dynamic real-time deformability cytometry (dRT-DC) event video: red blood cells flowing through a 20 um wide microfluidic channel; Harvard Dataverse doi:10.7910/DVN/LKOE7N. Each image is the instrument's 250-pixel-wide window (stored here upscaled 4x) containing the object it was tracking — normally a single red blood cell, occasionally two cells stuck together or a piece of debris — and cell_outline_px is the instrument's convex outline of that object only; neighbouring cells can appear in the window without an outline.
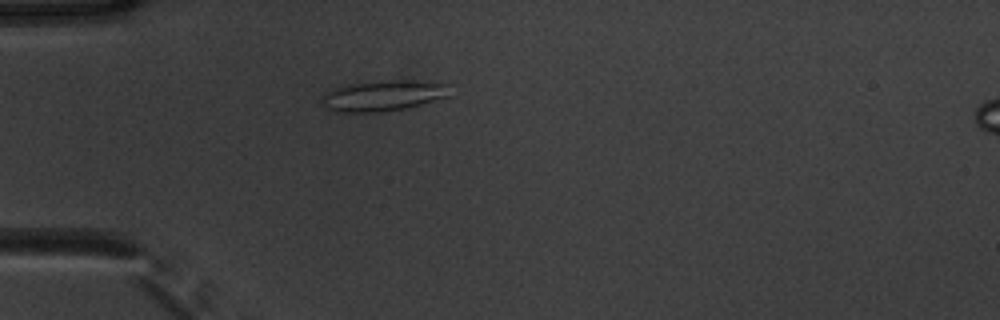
{"species": "common noctule bat (a hibernating species)", "species_latin": "Nyctalus noctula", "temperature_condition": "warm", "stored_images_in_passage": 39, "camera_frame_rate_fps": 3000, "um_per_image_px": 0.085, "animal": {"sex": "male", "body_mass_g": 20.1, "forearm_length_mm": 53.5}, "frame": {"image": 1, "passage_image": 2, "time_ms": 0.333, "image_size_px": [1000, 320], "cell_outline_px": [[448, 96], [408, 108], [380, 112], [336, 112], [320, 104], [324, 92], [348, 84], [384, 80], [412, 80], [448, 84]], "centroid_in_image_um": [32.53, 8.13], "position_along_channel_um": 52.5, "area_um2": 22.89}}
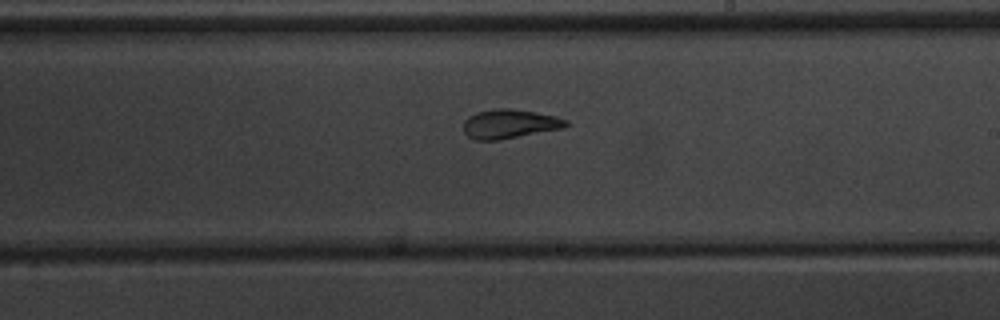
{"frame": {"image": 2, "passage_image": 18, "time_ms": 5.667, "image_size_px": [1000, 320], "cell_outline_px": [[568, 124], [564, 128], [500, 140], [476, 140], [468, 136], [464, 132], [464, 120], [468, 116], [476, 112], [500, 108], [508, 108], [556, 116], [568, 120]], "centroid_in_image_um": [43.31, 10.54], "position_along_channel_um": 245.7, "area_um2": 17.34}}
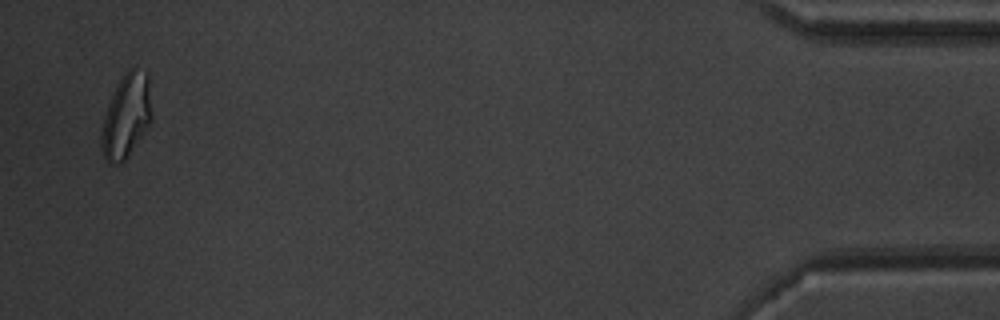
{"frame": {"image": 3, "passage_image": 38, "time_ms": 12.333, "image_size_px": [1000, 320], "cell_outline_px": [[152, 120], [128, 156], [120, 164], [108, 164], [104, 160], [100, 144], [100, 136], [104, 116], [108, 104], [120, 80], [128, 68], [132, 68], [148, 72], [152, 116]], "centroid_in_image_um": [10.73, 9.9], "position_along_channel_um": 424.5, "area_um2": 24.62}, "authors_computed_cell_mechanics": {"area_um2": 17.8602, "velocity_mm_per_s": 3.8494, "shape_relaxation_time_tau1_ms": 7.4527, "shape_relaxation_time_tau2_ms": 1.4467, "deformation_change_tau1": 0.1933, "deformation_change_tau2": 0.0891}}